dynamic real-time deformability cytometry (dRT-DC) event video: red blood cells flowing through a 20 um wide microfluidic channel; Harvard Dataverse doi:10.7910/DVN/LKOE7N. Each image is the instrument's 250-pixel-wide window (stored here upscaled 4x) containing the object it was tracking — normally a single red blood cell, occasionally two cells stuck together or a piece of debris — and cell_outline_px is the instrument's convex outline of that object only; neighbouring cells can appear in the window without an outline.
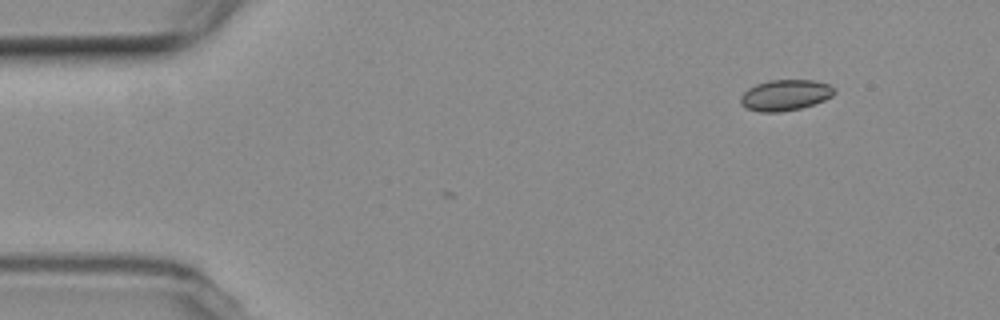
{"species": "common noctule bat (a hibernating species)", "species_latin": "Nyctalus noctula", "temperature_condition": "room temperature", "stored_images_in_passage": 2, "camera_frame_rate_fps": 3000, "um_per_image_px": 0.085, "animal": {"sex": "female", "body_mass_g": 19.3, "forearm_length_mm": 54.1}, "frame": {"image": 1, "passage_image": 2, "time_ms": 1.333, "image_size_px": [1000, 320], "cell_outline_px": [[836, 92], [832, 96], [824, 100], [800, 108], [780, 112], [760, 112], [744, 108], [740, 104], [740, 96], [748, 88], [756, 84], [768, 80], [816, 80], [832, 84]], "centroid_in_image_um": [66.74, 8.08], "position_along_channel_um": 18.3, "area_um2": 17.11}}